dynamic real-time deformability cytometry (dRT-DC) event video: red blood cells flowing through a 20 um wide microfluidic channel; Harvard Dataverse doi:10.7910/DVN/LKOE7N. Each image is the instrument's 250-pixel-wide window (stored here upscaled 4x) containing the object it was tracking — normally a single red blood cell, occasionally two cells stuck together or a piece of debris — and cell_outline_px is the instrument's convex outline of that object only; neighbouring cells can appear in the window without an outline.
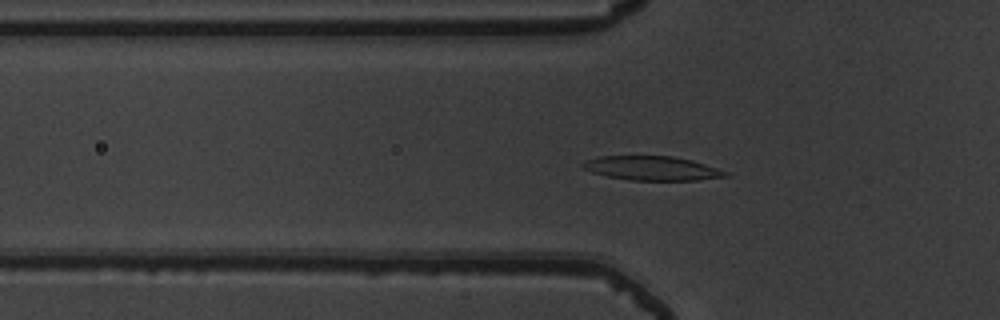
{"species": "common noctule bat (a hibernating species)", "species_latin": "Nyctalus noctula", "temperature_condition": "warm", "stored_images_in_passage": 46, "camera_frame_rate_fps": 3000, "um_per_image_px": 0.085, "animal": {"sex": "male", "body_mass_g": 19.5, "forearm_length_mm": 54.6}, "frame": {"image": 1, "passage_image": 11, "time_ms": 3.333, "image_size_px": [1000, 320], "cell_outline_px": [[732, 176], [696, 180], [628, 180], [608, 176], [592, 172], [584, 168], [580, 164], [584, 160], [600, 156], [672, 156], [692, 160], [728, 172]], "centroid_in_image_um": [55.42, 14.3], "position_along_channel_um": 70.4, "area_um2": 20.06}}
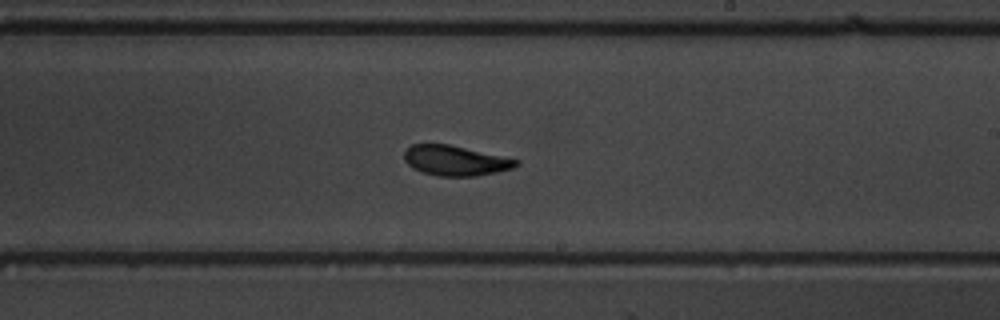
{"frame": {"image": 2, "passage_image": 25, "time_ms": 8.0, "image_size_px": [1000, 320], "cell_outline_px": [[520, 164], [512, 168], [496, 172], [476, 176], [440, 176], [420, 172], [412, 168], [404, 160], [404, 152], [412, 144], [448, 144], [520, 160]], "centroid_in_image_um": [38.69, 13.65], "position_along_channel_um": 250.3, "area_um2": 19.54}}
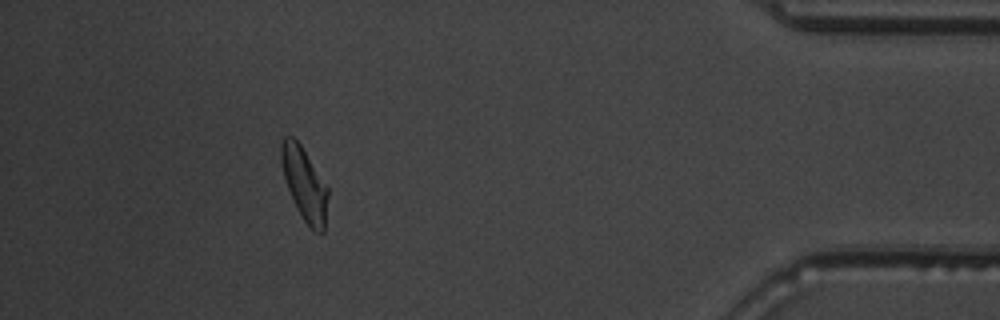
{"frame": {"image": 3, "passage_image": 41, "time_ms": 13.333, "image_size_px": [1000, 320], "cell_outline_px": [[328, 196], [324, 232], [316, 232], [304, 220], [296, 208], [284, 180], [280, 160], [280, 144], [284, 136], [292, 136], [300, 144], [328, 188]], "centroid_in_image_um": [25.85, 15.62], "position_along_channel_um": 409.4, "area_um2": 19.71}, "authors_computed_cell_mechanics": {"area_um2": 19.9121, "velocity_mm_per_s": 3.8726, "shape_relaxation_time_tau1_ms": 3.2511, "shape_relaxation_time_tau2_ms": 1.2712, "deformation_change_tau1": 0.1543, "deformation_change_tau2": 0.0873}}